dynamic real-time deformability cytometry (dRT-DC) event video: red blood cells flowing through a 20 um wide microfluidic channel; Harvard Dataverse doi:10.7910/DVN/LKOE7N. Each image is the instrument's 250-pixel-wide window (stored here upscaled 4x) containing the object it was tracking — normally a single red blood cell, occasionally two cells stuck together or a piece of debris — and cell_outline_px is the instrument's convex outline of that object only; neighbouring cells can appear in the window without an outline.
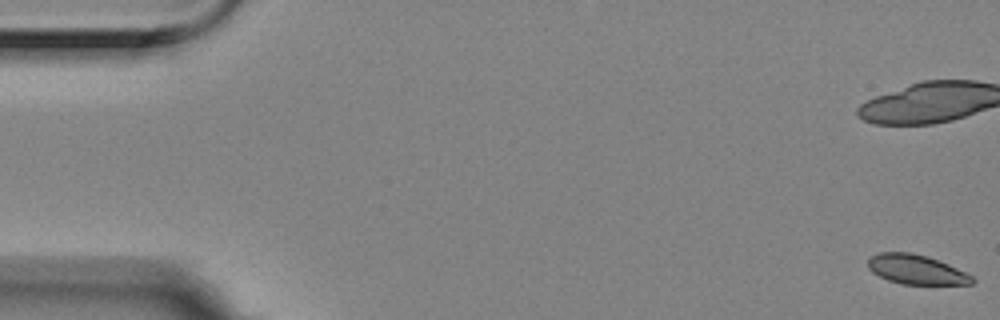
{"species": "Egyptian fruit bat (a non-hibernating species)", "species_latin": "Rousettus aegyptiacus", "temperature_condition": "room temperature", "stored_images_in_passage": 4, "camera_frame_rate_fps": 3000, "um_per_image_px": 0.085, "animal": {"sex": "female"}, "frame": {"image": 1, "passage_image": 1, "time_ms": 0.0, "image_size_px": [1000, 320], "cell_outline_px": [[976, 280], [972, 284], [900, 284], [888, 280], [872, 272], [868, 268], [868, 260], [872, 256], [880, 252], [912, 252], [928, 256], [948, 264], [972, 276]], "centroid_in_image_um": [77.87, 22.9], "position_along_channel_um": 7.1, "area_um2": 17.86}}